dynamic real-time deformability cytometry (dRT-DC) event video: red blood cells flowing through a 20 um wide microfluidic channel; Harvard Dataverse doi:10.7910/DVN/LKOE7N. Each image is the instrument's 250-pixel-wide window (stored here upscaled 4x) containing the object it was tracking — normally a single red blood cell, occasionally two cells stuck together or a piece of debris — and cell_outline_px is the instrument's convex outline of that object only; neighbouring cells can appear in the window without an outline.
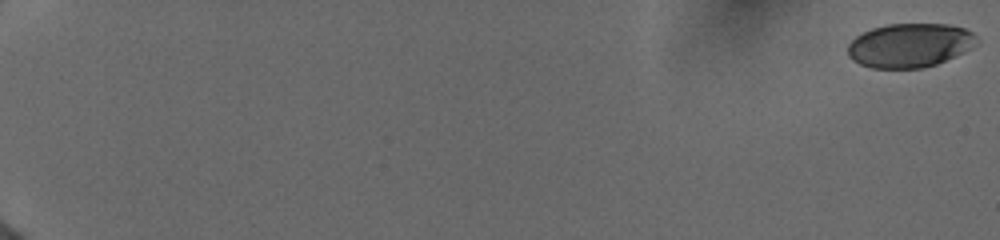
{"species": "human", "species_latin": "Homo sapiens", "temperature_condition": "cold", "stored_images_in_passage": 32, "camera_frame_rate_fps": 3000, "um_per_image_px": 0.085, "donor": {"sex": "female"}, "frame": {"image": 1, "passage_image": 1, "time_ms": 0.0, "image_size_px": [1000, 240], "cell_outline_px": [[980, 44], [972, 48], [936, 64], [920, 68], [872, 68], [860, 64], [852, 60], [848, 56], [848, 44], [856, 36], [872, 28], [888, 24], [948, 24], [964, 28], [972, 32], [980, 40]], "centroid_in_image_um": [77.35, 3.85], "position_along_channel_um": 7.6, "area_um2": 33.18}}
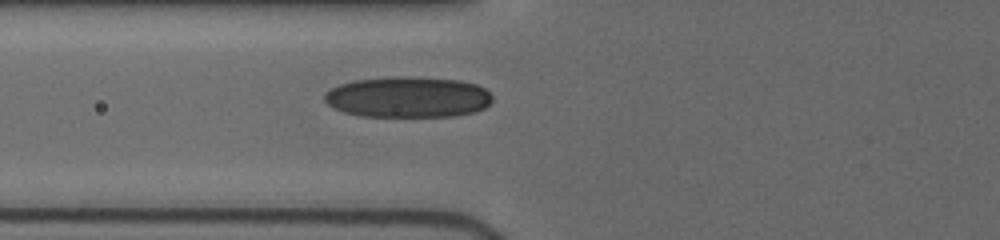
{"frame": {"image": 2, "passage_image": 28, "time_ms": 8.0, "image_size_px": [1000, 240], "cell_outline_px": [[492, 100], [484, 108], [476, 112], [452, 116], [360, 116], [344, 112], [328, 104], [324, 100], [324, 92], [340, 84], [356, 80], [460, 80], [476, 84], [484, 88], [492, 96]], "centroid_in_image_um": [34.69, 8.32], "position_along_channel_um": 91.1, "area_um2": 38.32}}
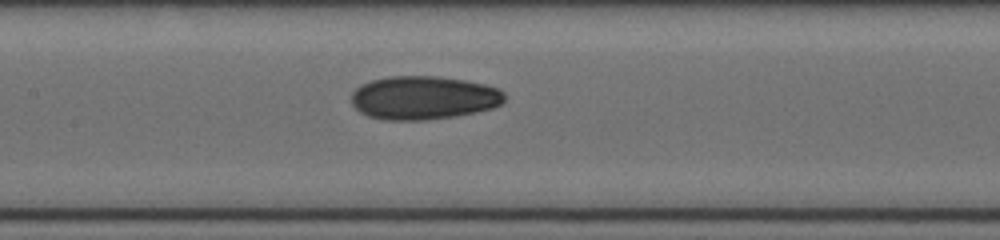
{"frame": {"image": 3, "passage_image": 32, "time_ms": 10.0, "image_size_px": [1000, 240], "cell_outline_px": [[504, 100], [500, 104], [492, 108], [476, 112], [456, 116], [424, 120], [388, 120], [368, 116], [360, 112], [352, 104], [352, 92], [360, 84], [372, 80], [388, 76], [436, 76], [464, 80], [484, 84], [500, 88], [504, 92]], "centroid_in_image_um": [36.0, 8.3], "position_along_channel_um": 171.4, "area_um2": 38.9}}